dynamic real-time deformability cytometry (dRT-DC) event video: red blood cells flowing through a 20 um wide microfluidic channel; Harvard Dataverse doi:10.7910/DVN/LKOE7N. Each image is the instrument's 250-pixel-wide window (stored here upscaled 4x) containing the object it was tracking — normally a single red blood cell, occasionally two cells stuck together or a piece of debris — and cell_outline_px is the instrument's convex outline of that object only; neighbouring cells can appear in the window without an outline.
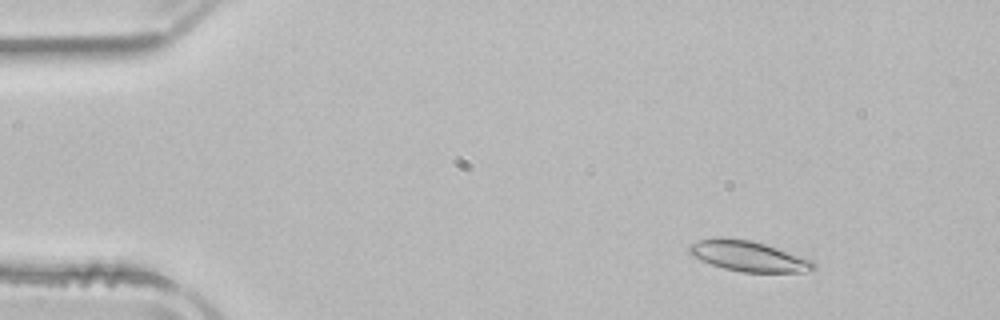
{"species": "common noctule bat (a hibernating species)", "species_latin": "Nyctalus noctula", "temperature_condition": "room temperature", "stored_images_in_passage": 4, "camera_frame_rate_fps": 3000, "um_per_image_px": 0.085, "animal": {"sex": "male", "body_mass_g": 21.5, "forearm_length_mm": 52.0}, "frame": {"image": 1, "passage_image": 2, "time_ms": 0.333, "image_size_px": [1000, 320], "cell_outline_px": [[816, 268], [804, 272], [744, 272], [724, 268], [700, 260], [692, 256], [688, 252], [688, 244], [700, 240], [752, 240], [812, 260], [816, 264]], "centroid_in_image_um": [63.64, 21.81], "position_along_channel_um": 21.4, "area_um2": 21.27}}
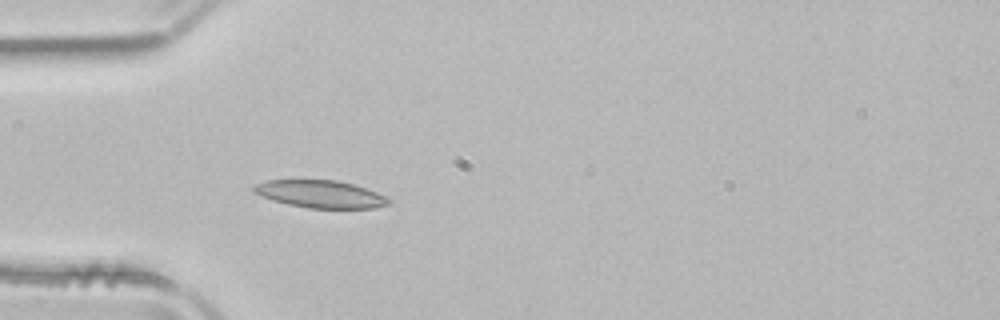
{"frame": {"image": 2, "passage_image": 4, "time_ms": 1.0, "image_size_px": [1000, 320], "cell_outline_px": [[392, 200], [388, 204], [376, 208], [308, 208], [288, 204], [272, 200], [256, 192], [252, 188], [256, 184], [268, 180], [336, 180], [352, 184], [376, 192]], "centroid_in_image_um": [27.26, 16.5], "position_along_channel_um": 57.7, "area_um2": 21.27}}